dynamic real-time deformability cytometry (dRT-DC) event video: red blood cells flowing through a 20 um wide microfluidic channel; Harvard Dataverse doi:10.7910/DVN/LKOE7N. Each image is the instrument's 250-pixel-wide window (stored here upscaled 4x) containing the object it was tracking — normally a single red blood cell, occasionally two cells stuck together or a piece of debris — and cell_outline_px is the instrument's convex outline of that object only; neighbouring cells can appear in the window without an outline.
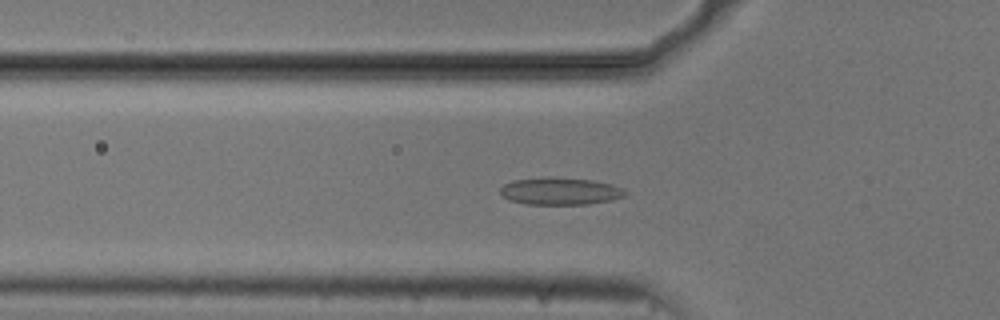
{"species": "common noctule bat (a hibernating species)", "species_latin": "Nyctalus noctula", "temperature_condition": "cold", "stored_images_in_passage": 53, "camera_frame_rate_fps": 3000, "um_per_image_px": 0.085, "animal": {"sex": "male", "body_mass_g": 20.5, "forearm_length_mm": 52.5}, "frame": {"image": 1, "passage_image": 17, "time_ms": 5.333, "image_size_px": [1000, 320], "cell_outline_px": [[628, 192], [624, 196], [612, 200], [588, 204], [528, 204], [508, 200], [500, 192], [500, 188], [504, 184], [512, 180], [544, 176], [592, 180], [612, 184]], "centroid_in_image_um": [47.59, 16.24], "position_along_channel_um": 78.2, "area_um2": 19.94}}
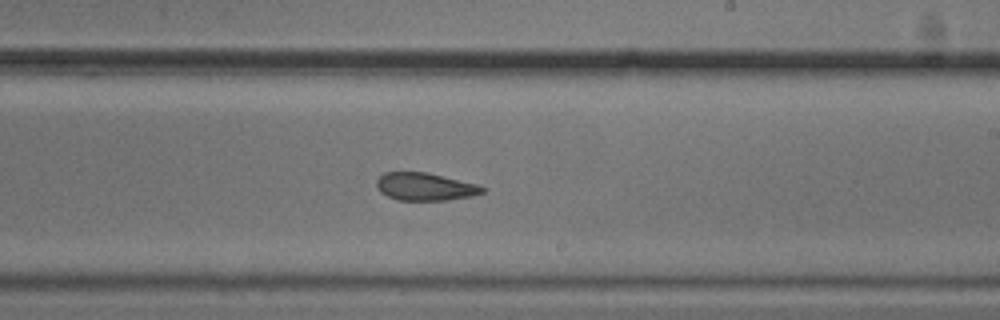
{"frame": {"image": 2, "passage_image": 31, "time_ms": 10.0, "image_size_px": [1000, 320], "cell_outline_px": [[488, 188], [484, 192], [472, 196], [448, 200], [396, 200], [380, 192], [376, 188], [376, 180], [384, 172], [428, 172], [476, 184]], "centroid_in_image_um": [36.12, 15.87], "position_along_channel_um": 252.9, "area_um2": 17.22}}
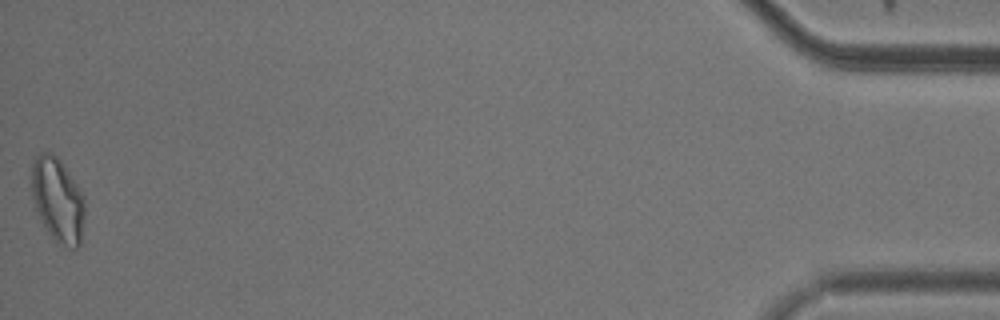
{"frame": {"image": 3, "passage_image": 53, "time_ms": 17.333, "image_size_px": [1000, 320], "cell_outline_px": [[84, 220], [80, 244], [76, 248], [72, 248], [56, 244], [52, 240], [36, 208], [32, 196], [32, 164], [36, 156], [40, 152], [52, 152], [60, 160], [84, 196]], "centroid_in_image_um": [4.91, 17.02], "position_along_channel_um": 430.3, "area_um2": 26.01}, "authors_computed_cell_mechanics": {"area_um2": 19.3052, "velocity_mm_per_s": 3.7271, "shape_relaxation_time_tau1_ms": null, "shape_relaxation_time_tau2_ms": 3.4064, "deformation_change_tau1": null, "deformation_change_tau2": 0.1028}}